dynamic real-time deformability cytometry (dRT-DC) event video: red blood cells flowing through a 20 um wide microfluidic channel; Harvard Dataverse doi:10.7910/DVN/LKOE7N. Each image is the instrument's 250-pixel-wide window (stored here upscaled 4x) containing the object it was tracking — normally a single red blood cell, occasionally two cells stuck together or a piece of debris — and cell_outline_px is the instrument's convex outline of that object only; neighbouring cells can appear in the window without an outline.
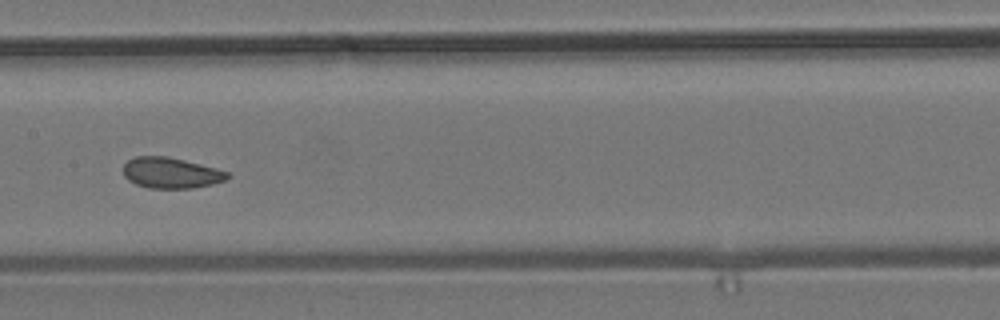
{"species": "common noctule bat (a hibernating species)", "species_latin": "Nyctalus noctula", "temperature_condition": "room temperature", "stored_images_in_passage": 12, "camera_frame_rate_fps": 3000, "um_per_image_px": 0.085, "animal": {"sex": "male", "body_mass_g": 19.2, "forearm_length_mm": 51.8}, "frame": {"image": 1, "passage_image": 6, "time_ms": 6.667, "image_size_px": [1000, 320], "cell_outline_px": [[232, 176], [224, 180], [212, 184], [192, 188], [148, 188], [136, 184], [128, 180], [124, 176], [124, 164], [128, 160], [136, 156], [168, 156], [216, 168], [228, 172]], "centroid_in_image_um": [14.53, 14.69], "position_along_channel_um": 192.9, "area_um2": 18.67}}
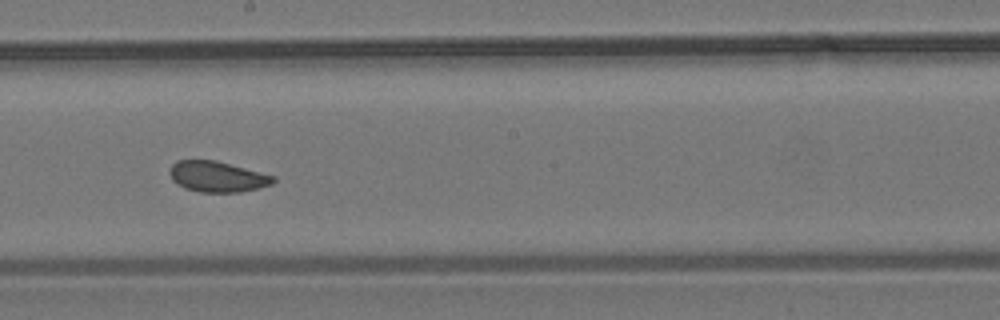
{"frame": {"image": 2, "passage_image": 7, "time_ms": 7.667, "image_size_px": [1000, 320], "cell_outline_px": [[276, 180], [272, 184], [240, 192], [200, 192], [184, 188], [176, 184], [172, 180], [168, 172], [172, 164], [176, 160], [216, 160], [276, 176]], "centroid_in_image_um": [18.44, 15.01], "position_along_channel_um": 229.8, "area_um2": 18.67}}
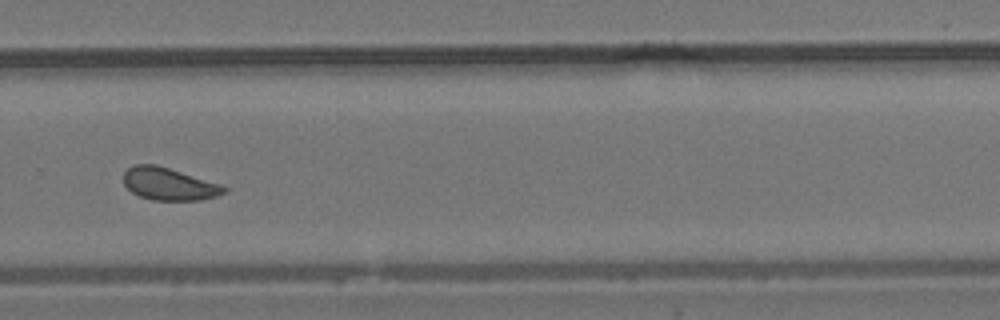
{"frame": {"image": 3, "passage_image": 9, "time_ms": 10.0, "image_size_px": [1000, 320], "cell_outline_px": [[228, 188], [224, 192], [216, 196], [200, 200], [152, 200], [140, 196], [132, 192], [124, 184], [124, 172], [128, 168], [136, 164], [156, 164], [224, 184]], "centroid_in_image_um": [14.4, 15.63], "position_along_channel_um": 315.4, "area_um2": 19.13}}